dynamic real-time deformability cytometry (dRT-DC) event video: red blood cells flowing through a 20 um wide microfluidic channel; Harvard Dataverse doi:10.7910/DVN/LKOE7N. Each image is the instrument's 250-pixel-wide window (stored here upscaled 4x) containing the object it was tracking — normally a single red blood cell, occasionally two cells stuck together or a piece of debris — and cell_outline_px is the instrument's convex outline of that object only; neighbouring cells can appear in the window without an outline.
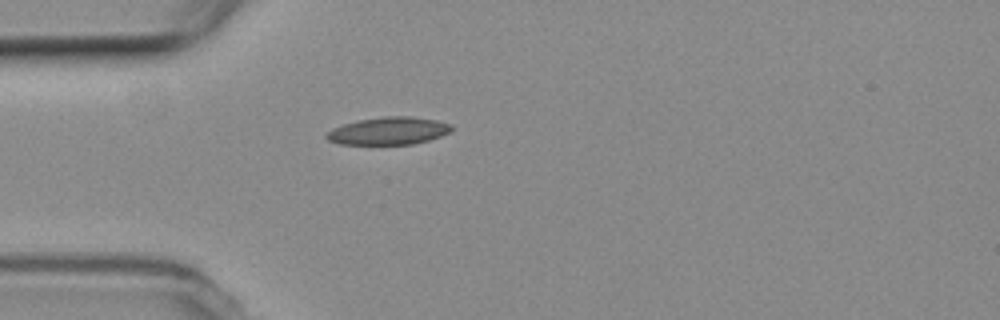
{"species": "common noctule bat (a hibernating species)", "species_latin": "Nyctalus noctula", "temperature_condition": "room temperature", "stored_images_in_passage": 2, "camera_frame_rate_fps": 3000, "um_per_image_px": 0.085, "animal": {"sex": "female", "body_mass_g": 19.3, "forearm_length_mm": 54.1}, "frame": {"image": 1, "passage_image": 2, "time_ms": 2.0, "image_size_px": [1000, 320], "cell_outline_px": [[452, 132], [428, 140], [412, 144], [340, 144], [328, 140], [324, 136], [332, 128], [356, 120], [384, 116], [412, 116], [436, 120], [452, 124]], "centroid_in_image_um": [33.03, 11.12], "position_along_channel_um": 52.0, "area_um2": 20.17}}